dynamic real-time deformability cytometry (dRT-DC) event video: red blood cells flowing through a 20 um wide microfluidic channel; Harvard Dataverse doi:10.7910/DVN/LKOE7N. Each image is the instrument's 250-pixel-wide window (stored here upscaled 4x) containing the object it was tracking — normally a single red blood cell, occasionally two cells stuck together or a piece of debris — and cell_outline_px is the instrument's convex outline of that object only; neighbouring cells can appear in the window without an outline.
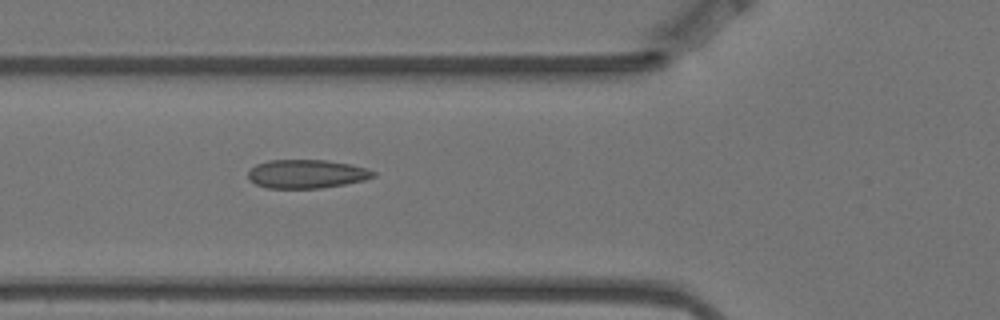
{"species": "Egyptian fruit bat (a non-hibernating species)", "species_latin": "Rousettus aegyptiacus", "temperature_condition": "warm", "stored_images_in_passage": 5, "camera_frame_rate_fps": 3000, "um_per_image_px": 0.085, "animal": {"sex": "female"}, "frame": {"image": 1, "passage_image": 5, "time_ms": 1.333, "image_size_px": [1000, 320], "cell_outline_px": [[376, 176], [364, 180], [344, 184], [320, 188], [268, 188], [256, 184], [248, 180], [248, 172], [256, 164], [268, 160], [324, 160], [352, 164], [368, 168], [376, 172]], "centroid_in_image_um": [26.07, 14.78], "position_along_channel_um": 99.7, "area_um2": 20.98}}